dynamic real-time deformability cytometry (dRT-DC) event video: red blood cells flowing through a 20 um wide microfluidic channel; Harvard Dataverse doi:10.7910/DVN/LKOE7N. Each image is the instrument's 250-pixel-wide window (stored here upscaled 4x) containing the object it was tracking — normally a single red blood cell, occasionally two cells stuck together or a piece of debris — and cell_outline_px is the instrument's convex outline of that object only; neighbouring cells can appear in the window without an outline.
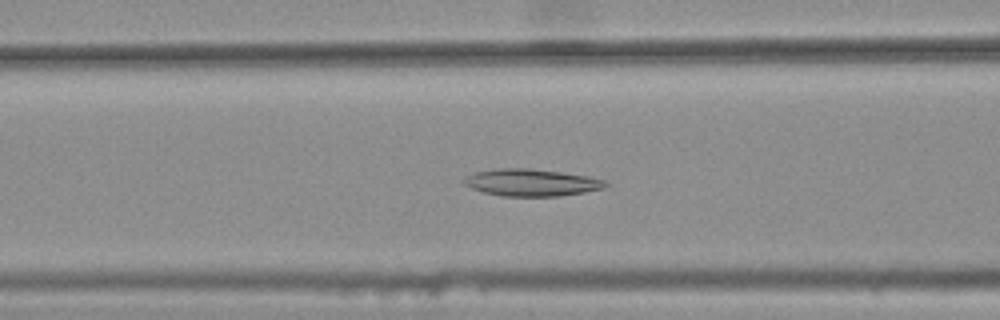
{"species": "common noctule bat (a hibernating species)", "species_latin": "Nyctalus noctula", "temperature_condition": "warm", "stored_images_in_passage": 14, "camera_frame_rate_fps": 3000, "um_per_image_px": 0.085, "animal": {"sex": "female", "body_mass_g": 25.1}, "frame": {"image": 1, "passage_image": 9, "time_ms": 2.667, "image_size_px": [1000, 320], "cell_outline_px": [[612, 184], [604, 188], [584, 192], [560, 196], [500, 196], [484, 192], [472, 188], [464, 184], [464, 176], [476, 172], [500, 168], [528, 168], [560, 172], [588, 176], [604, 180]], "centroid_in_image_um": [45.19, 15.52], "position_along_channel_um": 121.4, "area_um2": 22.31}}
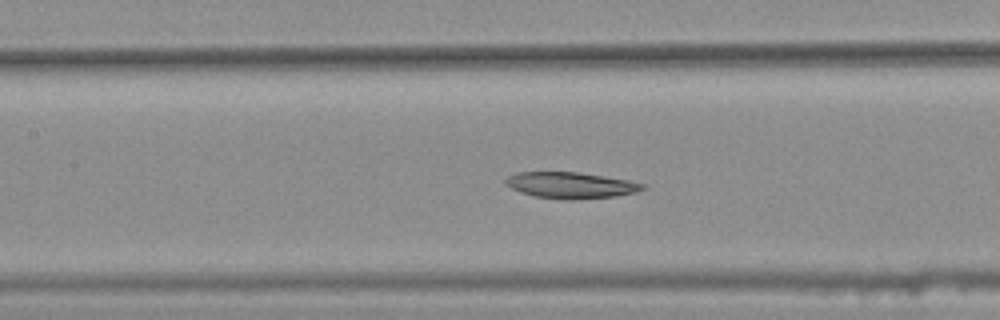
{"frame": {"image": 2, "passage_image": 12, "time_ms": 3.667, "image_size_px": [1000, 320], "cell_outline_px": [[644, 188], [636, 192], [616, 196], [568, 200], [564, 200], [536, 196], [520, 192], [504, 184], [504, 180], [508, 176], [516, 172], [576, 172], [628, 180], [644, 184]], "centroid_in_image_um": [48.47, 15.74], "position_along_channel_um": 158.9, "area_um2": 20.75}}